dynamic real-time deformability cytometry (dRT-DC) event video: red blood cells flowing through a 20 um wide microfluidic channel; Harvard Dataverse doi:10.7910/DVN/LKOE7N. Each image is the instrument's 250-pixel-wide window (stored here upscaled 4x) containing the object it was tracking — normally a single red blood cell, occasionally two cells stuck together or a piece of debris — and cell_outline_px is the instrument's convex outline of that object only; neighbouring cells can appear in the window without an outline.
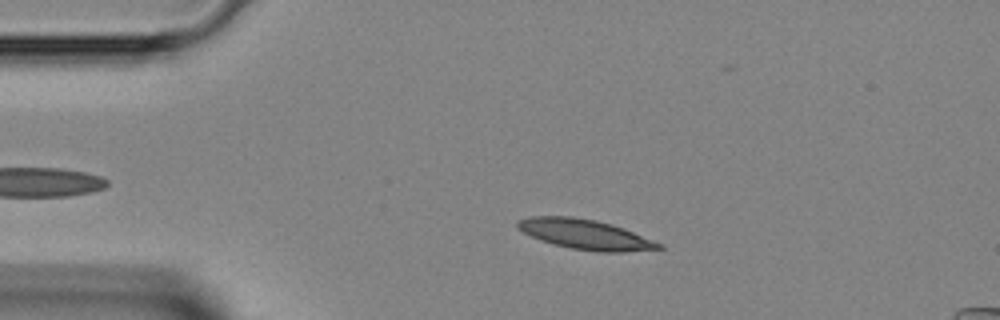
{"species": "Egyptian fruit bat (a non-hibernating species)", "species_latin": "Rousettus aegyptiacus", "temperature_condition": "room temperature", "stored_images_in_passage": 36, "camera_frame_rate_fps": 3000, "um_per_image_px": 0.085, "animal": {"sex": "female"}, "frame": {"image": 1, "passage_image": 7, "time_ms": 2.0, "image_size_px": [1000, 320], "cell_outline_px": [[664, 248], [624, 252], [600, 252], [572, 248], [540, 240], [516, 228], [516, 220], [528, 216], [572, 216], [596, 220], [612, 224], [624, 228], [664, 244]], "centroid_in_image_um": [49.75, 19.91], "position_along_channel_um": 35.2, "area_um2": 24.68}}
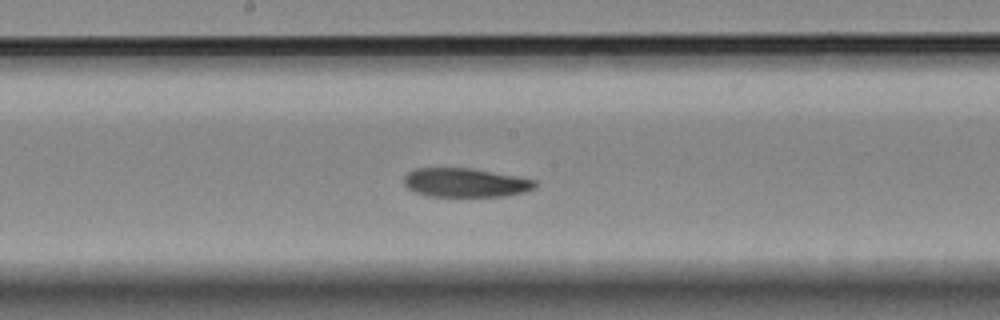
{"frame": {"image": 2, "passage_image": 21, "time_ms": 6.667, "image_size_px": [1000, 320], "cell_outline_px": [[536, 188], [524, 192], [508, 196], [428, 196], [412, 192], [404, 184], [404, 176], [408, 172], [416, 168], [472, 168], [536, 180]], "centroid_in_image_um": [39.54, 15.53], "position_along_channel_um": 208.7, "area_um2": 22.2}}
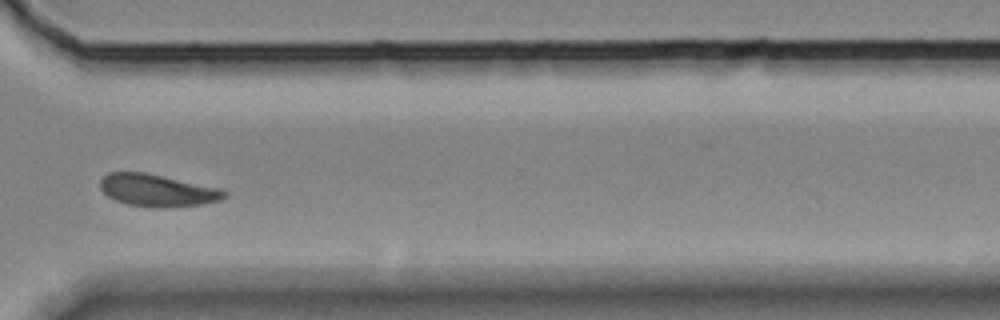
{"frame": {"image": 3, "passage_image": 31, "time_ms": 10.0, "image_size_px": [1000, 320], "cell_outline_px": [[228, 196], [224, 200], [204, 204], [164, 208], [148, 208], [128, 204], [116, 200], [108, 196], [100, 188], [100, 180], [108, 172], [144, 172], [216, 188], [228, 192]], "centroid_in_image_um": [13.38, 16.2], "position_along_channel_um": 357.2, "area_um2": 23.29}}